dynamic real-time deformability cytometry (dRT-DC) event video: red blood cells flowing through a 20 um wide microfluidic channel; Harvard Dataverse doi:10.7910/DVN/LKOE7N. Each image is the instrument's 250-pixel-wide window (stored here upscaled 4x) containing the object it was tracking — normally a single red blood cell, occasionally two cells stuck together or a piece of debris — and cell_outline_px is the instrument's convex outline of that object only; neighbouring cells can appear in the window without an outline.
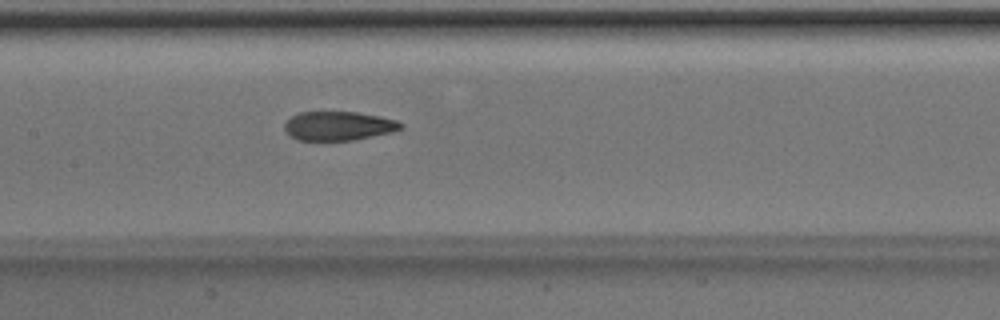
{"species": "Egyptian fruit bat (a non-hibernating species)", "species_latin": "Rousettus aegyptiacus", "temperature_condition": "room temperature", "stored_images_in_passage": 38, "camera_frame_rate_fps": 3000, "um_per_image_px": 0.085, "animal": {"sex": "male"}, "frame": {"image": 1, "passage_image": 13, "time_ms": 4.0, "image_size_px": [1000, 320], "cell_outline_px": [[404, 124], [400, 128], [392, 132], [352, 140], [296, 140], [288, 136], [284, 128], [284, 124], [292, 116], [300, 112], [360, 112], [380, 116], [396, 120]], "centroid_in_image_um": [28.75, 10.7], "position_along_channel_um": 178.7, "area_um2": 19.65}}
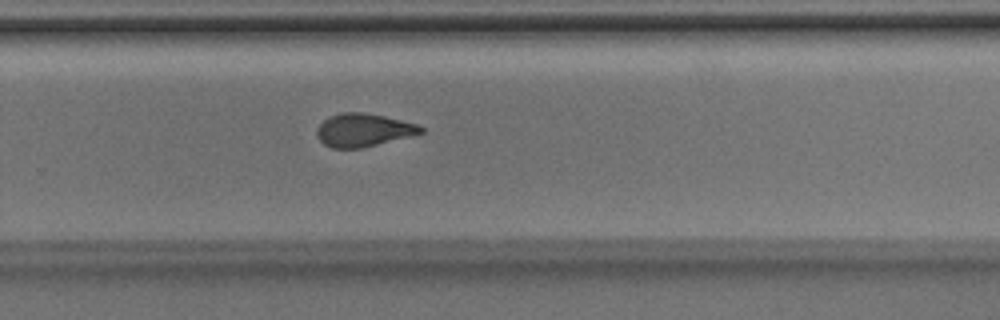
{"frame": {"image": 2, "passage_image": 22, "time_ms": 7.0, "image_size_px": [1000, 320], "cell_outline_px": [[424, 132], [412, 136], [360, 148], [332, 148], [324, 144], [316, 136], [316, 132], [320, 124], [328, 116], [344, 112], [364, 112], [384, 116], [416, 124], [424, 128]], "centroid_in_image_um": [30.88, 11.05], "position_along_channel_um": 298.9, "area_um2": 19.94}}
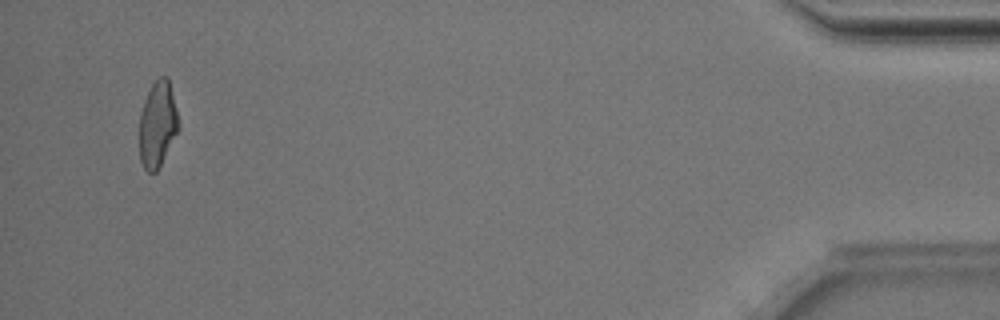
{"frame": {"image": 3, "passage_image": 37, "time_ms": 12.0, "image_size_px": [1000, 320], "cell_outline_px": [[180, 128], [156, 172], [148, 172], [144, 168], [140, 160], [140, 112], [144, 100], [152, 84], [160, 76], [168, 76], [180, 124]], "centroid_in_image_um": [13.4, 10.55], "position_along_channel_um": 421.8, "area_um2": 19.54}}